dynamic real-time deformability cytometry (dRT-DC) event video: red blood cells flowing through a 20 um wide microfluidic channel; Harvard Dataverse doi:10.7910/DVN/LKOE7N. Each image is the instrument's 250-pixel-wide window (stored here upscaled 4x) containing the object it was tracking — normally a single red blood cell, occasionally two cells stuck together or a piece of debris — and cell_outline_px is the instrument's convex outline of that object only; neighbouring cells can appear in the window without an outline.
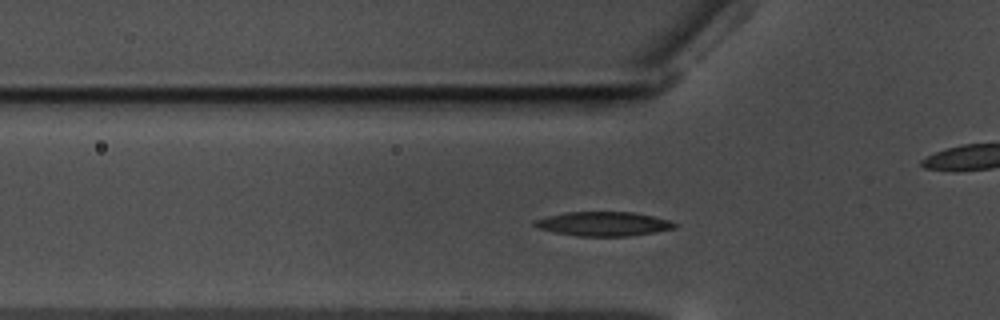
{"species": "common noctule bat (a hibernating species)", "species_latin": "Nyctalus noctula", "temperature_condition": "warm", "stored_images_in_passage": 47, "camera_frame_rate_fps": 3000, "um_per_image_px": 0.085, "animal": {"sex": "male", "body_mass_g": 17.5, "forearm_length_mm": 52.3}, "frame": {"image": 1, "passage_image": 15, "time_ms": 4.667, "image_size_px": [1000, 320], "cell_outline_px": [[680, 224], [676, 228], [656, 232], [632, 236], [580, 236], [556, 232], [540, 228], [532, 224], [532, 220], [564, 212], [632, 212], [672, 220]], "centroid_in_image_um": [51.36, 19.02], "position_along_channel_um": 74.4, "area_um2": 19.88}}
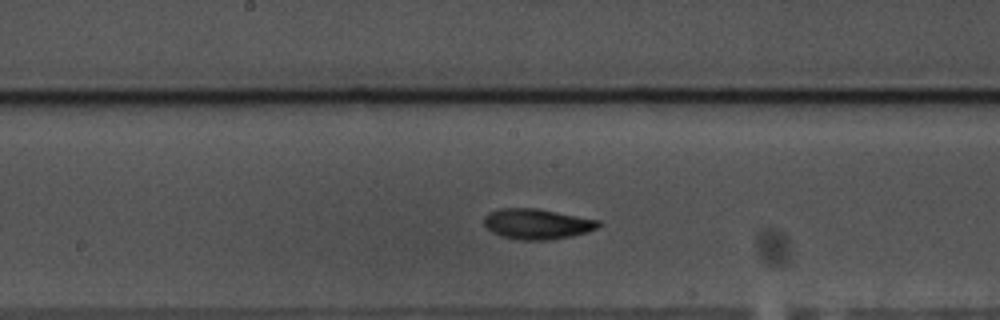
{"frame": {"image": 2, "passage_image": 26, "time_ms": 8.333, "image_size_px": [1000, 320], "cell_outline_px": [[600, 228], [588, 232], [572, 236], [548, 240], [516, 240], [492, 232], [484, 224], [484, 216], [488, 212], [500, 208], [536, 208], [600, 220]], "centroid_in_image_um": [45.67, 19.03], "position_along_channel_um": 202.5, "area_um2": 20.4}}
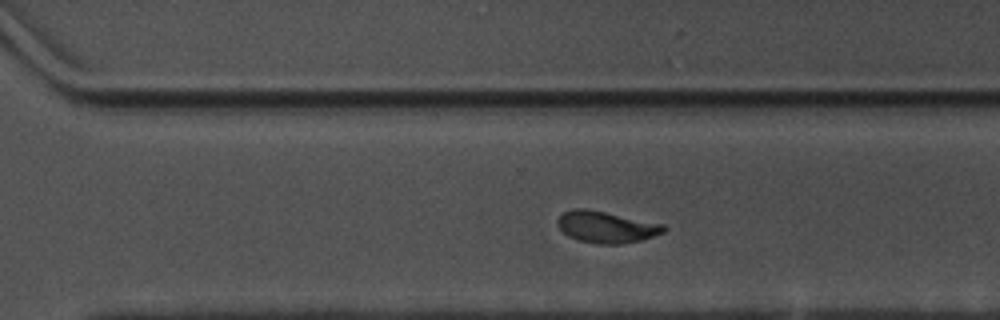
{"frame": {"image": 3, "passage_image": 36, "time_ms": 11.667, "image_size_px": [1000, 320], "cell_outline_px": [[668, 228], [664, 232], [640, 240], [624, 244], [596, 244], [580, 240], [568, 236], [556, 224], [556, 220], [564, 212], [572, 208], [584, 208], [664, 224]], "centroid_in_image_um": [51.53, 19.3], "position_along_channel_um": 319.1, "area_um2": 19.42}, "authors_computed_cell_mechanics": {"area_um2": 19.4786, "velocity_mm_per_s": 3.4959, "shape_relaxation_time_tau1_ms": 3.7337, "shape_relaxation_time_tau2_ms": 3.9742, "deformation_change_tau1": 0.1559, "deformation_change_tau2": 0.0963}}